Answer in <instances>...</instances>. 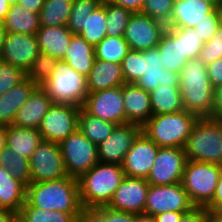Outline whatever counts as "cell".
<instances>
[{"instance_id":"63","label":"cell","mask_w":222,"mask_h":222,"mask_svg":"<svg viewBox=\"0 0 222 222\" xmlns=\"http://www.w3.org/2000/svg\"><path fill=\"white\" fill-rule=\"evenodd\" d=\"M209 1L215 8H218L222 4V0H207Z\"/></svg>"},{"instance_id":"35","label":"cell","mask_w":222,"mask_h":222,"mask_svg":"<svg viewBox=\"0 0 222 222\" xmlns=\"http://www.w3.org/2000/svg\"><path fill=\"white\" fill-rule=\"evenodd\" d=\"M129 51V45L123 36H106L94 47L95 59L120 64Z\"/></svg>"},{"instance_id":"59","label":"cell","mask_w":222,"mask_h":222,"mask_svg":"<svg viewBox=\"0 0 222 222\" xmlns=\"http://www.w3.org/2000/svg\"><path fill=\"white\" fill-rule=\"evenodd\" d=\"M9 222H27V219L23 216L21 212H14L11 215Z\"/></svg>"},{"instance_id":"26","label":"cell","mask_w":222,"mask_h":222,"mask_svg":"<svg viewBox=\"0 0 222 222\" xmlns=\"http://www.w3.org/2000/svg\"><path fill=\"white\" fill-rule=\"evenodd\" d=\"M38 87L32 80L25 78L7 93L0 96V124H13L17 111L25 104L32 92Z\"/></svg>"},{"instance_id":"48","label":"cell","mask_w":222,"mask_h":222,"mask_svg":"<svg viewBox=\"0 0 222 222\" xmlns=\"http://www.w3.org/2000/svg\"><path fill=\"white\" fill-rule=\"evenodd\" d=\"M206 69L212 87L222 85V58L207 64Z\"/></svg>"},{"instance_id":"42","label":"cell","mask_w":222,"mask_h":222,"mask_svg":"<svg viewBox=\"0 0 222 222\" xmlns=\"http://www.w3.org/2000/svg\"><path fill=\"white\" fill-rule=\"evenodd\" d=\"M26 78V72L17 66L0 60V96Z\"/></svg>"},{"instance_id":"21","label":"cell","mask_w":222,"mask_h":222,"mask_svg":"<svg viewBox=\"0 0 222 222\" xmlns=\"http://www.w3.org/2000/svg\"><path fill=\"white\" fill-rule=\"evenodd\" d=\"M124 100L125 123L143 124L153 115L150 94L134 83L122 86Z\"/></svg>"},{"instance_id":"22","label":"cell","mask_w":222,"mask_h":222,"mask_svg":"<svg viewBox=\"0 0 222 222\" xmlns=\"http://www.w3.org/2000/svg\"><path fill=\"white\" fill-rule=\"evenodd\" d=\"M52 104L53 102L46 92L38 86L25 104L17 111L12 125L22 128L38 129Z\"/></svg>"},{"instance_id":"32","label":"cell","mask_w":222,"mask_h":222,"mask_svg":"<svg viewBox=\"0 0 222 222\" xmlns=\"http://www.w3.org/2000/svg\"><path fill=\"white\" fill-rule=\"evenodd\" d=\"M116 125L110 121L92 116L82 107L79 110L78 130L96 146H99L112 134Z\"/></svg>"},{"instance_id":"51","label":"cell","mask_w":222,"mask_h":222,"mask_svg":"<svg viewBox=\"0 0 222 222\" xmlns=\"http://www.w3.org/2000/svg\"><path fill=\"white\" fill-rule=\"evenodd\" d=\"M106 222H136V215L106 206Z\"/></svg>"},{"instance_id":"11","label":"cell","mask_w":222,"mask_h":222,"mask_svg":"<svg viewBox=\"0 0 222 222\" xmlns=\"http://www.w3.org/2000/svg\"><path fill=\"white\" fill-rule=\"evenodd\" d=\"M194 207L181 182L169 185L150 184L144 214L155 216L166 211L186 213Z\"/></svg>"},{"instance_id":"58","label":"cell","mask_w":222,"mask_h":222,"mask_svg":"<svg viewBox=\"0 0 222 222\" xmlns=\"http://www.w3.org/2000/svg\"><path fill=\"white\" fill-rule=\"evenodd\" d=\"M13 213V210L0 208V222H9V219Z\"/></svg>"},{"instance_id":"9","label":"cell","mask_w":222,"mask_h":222,"mask_svg":"<svg viewBox=\"0 0 222 222\" xmlns=\"http://www.w3.org/2000/svg\"><path fill=\"white\" fill-rule=\"evenodd\" d=\"M31 182L68 177L59 143L43 141L29 158Z\"/></svg>"},{"instance_id":"57","label":"cell","mask_w":222,"mask_h":222,"mask_svg":"<svg viewBox=\"0 0 222 222\" xmlns=\"http://www.w3.org/2000/svg\"><path fill=\"white\" fill-rule=\"evenodd\" d=\"M6 131H7V126L0 124V153L6 147Z\"/></svg>"},{"instance_id":"64","label":"cell","mask_w":222,"mask_h":222,"mask_svg":"<svg viewBox=\"0 0 222 222\" xmlns=\"http://www.w3.org/2000/svg\"><path fill=\"white\" fill-rule=\"evenodd\" d=\"M217 9H218V12H219V19H220V22H221V25H222V4Z\"/></svg>"},{"instance_id":"13","label":"cell","mask_w":222,"mask_h":222,"mask_svg":"<svg viewBox=\"0 0 222 222\" xmlns=\"http://www.w3.org/2000/svg\"><path fill=\"white\" fill-rule=\"evenodd\" d=\"M187 162L184 148L159 147L147 182L151 185H169L182 182Z\"/></svg>"},{"instance_id":"39","label":"cell","mask_w":222,"mask_h":222,"mask_svg":"<svg viewBox=\"0 0 222 222\" xmlns=\"http://www.w3.org/2000/svg\"><path fill=\"white\" fill-rule=\"evenodd\" d=\"M103 0H73L71 14L67 27L73 34H80L84 27V21Z\"/></svg>"},{"instance_id":"62","label":"cell","mask_w":222,"mask_h":222,"mask_svg":"<svg viewBox=\"0 0 222 222\" xmlns=\"http://www.w3.org/2000/svg\"><path fill=\"white\" fill-rule=\"evenodd\" d=\"M206 222H222V218L218 214L208 213Z\"/></svg>"},{"instance_id":"29","label":"cell","mask_w":222,"mask_h":222,"mask_svg":"<svg viewBox=\"0 0 222 222\" xmlns=\"http://www.w3.org/2000/svg\"><path fill=\"white\" fill-rule=\"evenodd\" d=\"M27 187L14 179L9 170L0 166V208L20 212L26 202Z\"/></svg>"},{"instance_id":"30","label":"cell","mask_w":222,"mask_h":222,"mask_svg":"<svg viewBox=\"0 0 222 222\" xmlns=\"http://www.w3.org/2000/svg\"><path fill=\"white\" fill-rule=\"evenodd\" d=\"M7 32L35 35L41 27L39 13H35L20 4L11 5L3 21Z\"/></svg>"},{"instance_id":"50","label":"cell","mask_w":222,"mask_h":222,"mask_svg":"<svg viewBox=\"0 0 222 222\" xmlns=\"http://www.w3.org/2000/svg\"><path fill=\"white\" fill-rule=\"evenodd\" d=\"M209 213L218 214L222 211V171L212 201L205 207Z\"/></svg>"},{"instance_id":"7","label":"cell","mask_w":222,"mask_h":222,"mask_svg":"<svg viewBox=\"0 0 222 222\" xmlns=\"http://www.w3.org/2000/svg\"><path fill=\"white\" fill-rule=\"evenodd\" d=\"M222 165L187 160L182 186L195 207H206L213 199Z\"/></svg>"},{"instance_id":"3","label":"cell","mask_w":222,"mask_h":222,"mask_svg":"<svg viewBox=\"0 0 222 222\" xmlns=\"http://www.w3.org/2000/svg\"><path fill=\"white\" fill-rule=\"evenodd\" d=\"M124 176L120 164L98 162L77 179L82 207L107 206Z\"/></svg>"},{"instance_id":"24","label":"cell","mask_w":222,"mask_h":222,"mask_svg":"<svg viewBox=\"0 0 222 222\" xmlns=\"http://www.w3.org/2000/svg\"><path fill=\"white\" fill-rule=\"evenodd\" d=\"M125 84L120 63L95 59L87 76L88 92L111 89Z\"/></svg>"},{"instance_id":"4","label":"cell","mask_w":222,"mask_h":222,"mask_svg":"<svg viewBox=\"0 0 222 222\" xmlns=\"http://www.w3.org/2000/svg\"><path fill=\"white\" fill-rule=\"evenodd\" d=\"M198 118L186 110L152 115L141 127L142 133L159 147L184 148Z\"/></svg>"},{"instance_id":"41","label":"cell","mask_w":222,"mask_h":222,"mask_svg":"<svg viewBox=\"0 0 222 222\" xmlns=\"http://www.w3.org/2000/svg\"><path fill=\"white\" fill-rule=\"evenodd\" d=\"M121 66L125 83H135L143 76V51L130 50Z\"/></svg>"},{"instance_id":"15","label":"cell","mask_w":222,"mask_h":222,"mask_svg":"<svg viewBox=\"0 0 222 222\" xmlns=\"http://www.w3.org/2000/svg\"><path fill=\"white\" fill-rule=\"evenodd\" d=\"M149 185L145 178L125 175L107 207L135 215L144 214Z\"/></svg>"},{"instance_id":"34","label":"cell","mask_w":222,"mask_h":222,"mask_svg":"<svg viewBox=\"0 0 222 222\" xmlns=\"http://www.w3.org/2000/svg\"><path fill=\"white\" fill-rule=\"evenodd\" d=\"M106 0L86 18L84 27L79 34L87 43L94 47L107 36L106 33Z\"/></svg>"},{"instance_id":"1","label":"cell","mask_w":222,"mask_h":222,"mask_svg":"<svg viewBox=\"0 0 222 222\" xmlns=\"http://www.w3.org/2000/svg\"><path fill=\"white\" fill-rule=\"evenodd\" d=\"M179 90L184 110L198 117L211 115L214 88L202 60L190 59L184 65L179 73Z\"/></svg>"},{"instance_id":"49","label":"cell","mask_w":222,"mask_h":222,"mask_svg":"<svg viewBox=\"0 0 222 222\" xmlns=\"http://www.w3.org/2000/svg\"><path fill=\"white\" fill-rule=\"evenodd\" d=\"M208 213L205 207H194L184 213L179 222H206Z\"/></svg>"},{"instance_id":"43","label":"cell","mask_w":222,"mask_h":222,"mask_svg":"<svg viewBox=\"0 0 222 222\" xmlns=\"http://www.w3.org/2000/svg\"><path fill=\"white\" fill-rule=\"evenodd\" d=\"M174 0H144L140 13L167 24L170 21Z\"/></svg>"},{"instance_id":"16","label":"cell","mask_w":222,"mask_h":222,"mask_svg":"<svg viewBox=\"0 0 222 222\" xmlns=\"http://www.w3.org/2000/svg\"><path fill=\"white\" fill-rule=\"evenodd\" d=\"M39 53L36 35L7 32L0 60L27 73Z\"/></svg>"},{"instance_id":"66","label":"cell","mask_w":222,"mask_h":222,"mask_svg":"<svg viewBox=\"0 0 222 222\" xmlns=\"http://www.w3.org/2000/svg\"><path fill=\"white\" fill-rule=\"evenodd\" d=\"M218 215L222 218V211H220V212L218 213Z\"/></svg>"},{"instance_id":"45","label":"cell","mask_w":222,"mask_h":222,"mask_svg":"<svg viewBox=\"0 0 222 222\" xmlns=\"http://www.w3.org/2000/svg\"><path fill=\"white\" fill-rule=\"evenodd\" d=\"M204 44L194 28H182L183 54L186 55L189 60L199 58L200 51Z\"/></svg>"},{"instance_id":"14","label":"cell","mask_w":222,"mask_h":222,"mask_svg":"<svg viewBox=\"0 0 222 222\" xmlns=\"http://www.w3.org/2000/svg\"><path fill=\"white\" fill-rule=\"evenodd\" d=\"M82 108L101 120L125 124L122 86L88 93Z\"/></svg>"},{"instance_id":"19","label":"cell","mask_w":222,"mask_h":222,"mask_svg":"<svg viewBox=\"0 0 222 222\" xmlns=\"http://www.w3.org/2000/svg\"><path fill=\"white\" fill-rule=\"evenodd\" d=\"M158 48L143 51V76L134 84L147 92L158 86H179V74L163 68Z\"/></svg>"},{"instance_id":"18","label":"cell","mask_w":222,"mask_h":222,"mask_svg":"<svg viewBox=\"0 0 222 222\" xmlns=\"http://www.w3.org/2000/svg\"><path fill=\"white\" fill-rule=\"evenodd\" d=\"M158 150L159 146L141 132L121 164L125 175L146 179L153 167Z\"/></svg>"},{"instance_id":"10","label":"cell","mask_w":222,"mask_h":222,"mask_svg":"<svg viewBox=\"0 0 222 222\" xmlns=\"http://www.w3.org/2000/svg\"><path fill=\"white\" fill-rule=\"evenodd\" d=\"M80 107L55 104L49 108L38 128L43 141L61 143L78 129Z\"/></svg>"},{"instance_id":"28","label":"cell","mask_w":222,"mask_h":222,"mask_svg":"<svg viewBox=\"0 0 222 222\" xmlns=\"http://www.w3.org/2000/svg\"><path fill=\"white\" fill-rule=\"evenodd\" d=\"M41 142L43 138L38 129L7 126L6 146L28 160Z\"/></svg>"},{"instance_id":"23","label":"cell","mask_w":222,"mask_h":222,"mask_svg":"<svg viewBox=\"0 0 222 222\" xmlns=\"http://www.w3.org/2000/svg\"><path fill=\"white\" fill-rule=\"evenodd\" d=\"M157 48L161 55V64L167 70L179 74L189 60L183 54L182 28L180 27H167Z\"/></svg>"},{"instance_id":"40","label":"cell","mask_w":222,"mask_h":222,"mask_svg":"<svg viewBox=\"0 0 222 222\" xmlns=\"http://www.w3.org/2000/svg\"><path fill=\"white\" fill-rule=\"evenodd\" d=\"M57 62L58 60L54 57L40 52L34 59L30 69L27 71L26 77L40 86L52 74Z\"/></svg>"},{"instance_id":"37","label":"cell","mask_w":222,"mask_h":222,"mask_svg":"<svg viewBox=\"0 0 222 222\" xmlns=\"http://www.w3.org/2000/svg\"><path fill=\"white\" fill-rule=\"evenodd\" d=\"M20 212L27 222H77L80 213H66L62 211H48L33 207L27 200Z\"/></svg>"},{"instance_id":"47","label":"cell","mask_w":222,"mask_h":222,"mask_svg":"<svg viewBox=\"0 0 222 222\" xmlns=\"http://www.w3.org/2000/svg\"><path fill=\"white\" fill-rule=\"evenodd\" d=\"M77 222H106V206L82 207Z\"/></svg>"},{"instance_id":"52","label":"cell","mask_w":222,"mask_h":222,"mask_svg":"<svg viewBox=\"0 0 222 222\" xmlns=\"http://www.w3.org/2000/svg\"><path fill=\"white\" fill-rule=\"evenodd\" d=\"M209 117L215 119L222 117V85L214 88L212 112Z\"/></svg>"},{"instance_id":"56","label":"cell","mask_w":222,"mask_h":222,"mask_svg":"<svg viewBox=\"0 0 222 222\" xmlns=\"http://www.w3.org/2000/svg\"><path fill=\"white\" fill-rule=\"evenodd\" d=\"M10 6L8 0H0V22L5 20Z\"/></svg>"},{"instance_id":"44","label":"cell","mask_w":222,"mask_h":222,"mask_svg":"<svg viewBox=\"0 0 222 222\" xmlns=\"http://www.w3.org/2000/svg\"><path fill=\"white\" fill-rule=\"evenodd\" d=\"M220 58H222V25H220L213 37L205 42L199 55V59L205 65Z\"/></svg>"},{"instance_id":"46","label":"cell","mask_w":222,"mask_h":222,"mask_svg":"<svg viewBox=\"0 0 222 222\" xmlns=\"http://www.w3.org/2000/svg\"><path fill=\"white\" fill-rule=\"evenodd\" d=\"M221 25L219 19V12L217 8H214L210 12V19H204L200 23H198L194 29L198 36L203 40V42H207L209 39L213 37L215 32L219 29Z\"/></svg>"},{"instance_id":"27","label":"cell","mask_w":222,"mask_h":222,"mask_svg":"<svg viewBox=\"0 0 222 222\" xmlns=\"http://www.w3.org/2000/svg\"><path fill=\"white\" fill-rule=\"evenodd\" d=\"M61 61L87 77L95 61L94 46L87 43L79 34H73Z\"/></svg>"},{"instance_id":"67","label":"cell","mask_w":222,"mask_h":222,"mask_svg":"<svg viewBox=\"0 0 222 222\" xmlns=\"http://www.w3.org/2000/svg\"><path fill=\"white\" fill-rule=\"evenodd\" d=\"M219 119V121L221 122V124H222V117H220V118H218Z\"/></svg>"},{"instance_id":"65","label":"cell","mask_w":222,"mask_h":222,"mask_svg":"<svg viewBox=\"0 0 222 222\" xmlns=\"http://www.w3.org/2000/svg\"><path fill=\"white\" fill-rule=\"evenodd\" d=\"M10 5H14L17 4L19 2V0H8Z\"/></svg>"},{"instance_id":"54","label":"cell","mask_w":222,"mask_h":222,"mask_svg":"<svg viewBox=\"0 0 222 222\" xmlns=\"http://www.w3.org/2000/svg\"><path fill=\"white\" fill-rule=\"evenodd\" d=\"M183 212L166 211L161 214L155 215V222H179Z\"/></svg>"},{"instance_id":"25","label":"cell","mask_w":222,"mask_h":222,"mask_svg":"<svg viewBox=\"0 0 222 222\" xmlns=\"http://www.w3.org/2000/svg\"><path fill=\"white\" fill-rule=\"evenodd\" d=\"M35 35L40 52L60 61L65 56L73 33L67 26H41Z\"/></svg>"},{"instance_id":"5","label":"cell","mask_w":222,"mask_h":222,"mask_svg":"<svg viewBox=\"0 0 222 222\" xmlns=\"http://www.w3.org/2000/svg\"><path fill=\"white\" fill-rule=\"evenodd\" d=\"M187 160L222 165V124L219 119L199 117L184 146Z\"/></svg>"},{"instance_id":"60","label":"cell","mask_w":222,"mask_h":222,"mask_svg":"<svg viewBox=\"0 0 222 222\" xmlns=\"http://www.w3.org/2000/svg\"><path fill=\"white\" fill-rule=\"evenodd\" d=\"M6 35H7V30L5 29L3 22H0V53L3 49Z\"/></svg>"},{"instance_id":"55","label":"cell","mask_w":222,"mask_h":222,"mask_svg":"<svg viewBox=\"0 0 222 222\" xmlns=\"http://www.w3.org/2000/svg\"><path fill=\"white\" fill-rule=\"evenodd\" d=\"M44 1L45 0H19L18 4L22 5L23 8L39 13L44 6Z\"/></svg>"},{"instance_id":"20","label":"cell","mask_w":222,"mask_h":222,"mask_svg":"<svg viewBox=\"0 0 222 222\" xmlns=\"http://www.w3.org/2000/svg\"><path fill=\"white\" fill-rule=\"evenodd\" d=\"M215 7L207 0H174L167 27L194 28L204 19H210Z\"/></svg>"},{"instance_id":"61","label":"cell","mask_w":222,"mask_h":222,"mask_svg":"<svg viewBox=\"0 0 222 222\" xmlns=\"http://www.w3.org/2000/svg\"><path fill=\"white\" fill-rule=\"evenodd\" d=\"M136 222H155L154 216L147 214L136 215Z\"/></svg>"},{"instance_id":"12","label":"cell","mask_w":222,"mask_h":222,"mask_svg":"<svg viewBox=\"0 0 222 222\" xmlns=\"http://www.w3.org/2000/svg\"><path fill=\"white\" fill-rule=\"evenodd\" d=\"M166 28L162 21L135 12L129 19L123 37L130 50L145 51L158 46Z\"/></svg>"},{"instance_id":"8","label":"cell","mask_w":222,"mask_h":222,"mask_svg":"<svg viewBox=\"0 0 222 222\" xmlns=\"http://www.w3.org/2000/svg\"><path fill=\"white\" fill-rule=\"evenodd\" d=\"M60 147L69 177L78 179L99 162L98 146L78 129L63 140Z\"/></svg>"},{"instance_id":"6","label":"cell","mask_w":222,"mask_h":222,"mask_svg":"<svg viewBox=\"0 0 222 222\" xmlns=\"http://www.w3.org/2000/svg\"><path fill=\"white\" fill-rule=\"evenodd\" d=\"M55 104L82 107L88 95L87 77L63 61L56 63L49 78L40 85Z\"/></svg>"},{"instance_id":"38","label":"cell","mask_w":222,"mask_h":222,"mask_svg":"<svg viewBox=\"0 0 222 222\" xmlns=\"http://www.w3.org/2000/svg\"><path fill=\"white\" fill-rule=\"evenodd\" d=\"M132 14V11L106 0L107 36H123Z\"/></svg>"},{"instance_id":"2","label":"cell","mask_w":222,"mask_h":222,"mask_svg":"<svg viewBox=\"0 0 222 222\" xmlns=\"http://www.w3.org/2000/svg\"><path fill=\"white\" fill-rule=\"evenodd\" d=\"M26 200L36 208L48 211L80 213L78 180L64 177L57 180L30 183L27 186Z\"/></svg>"},{"instance_id":"53","label":"cell","mask_w":222,"mask_h":222,"mask_svg":"<svg viewBox=\"0 0 222 222\" xmlns=\"http://www.w3.org/2000/svg\"><path fill=\"white\" fill-rule=\"evenodd\" d=\"M107 1H109L112 4L124 7L132 11L133 13L140 12L144 4V0H107Z\"/></svg>"},{"instance_id":"36","label":"cell","mask_w":222,"mask_h":222,"mask_svg":"<svg viewBox=\"0 0 222 222\" xmlns=\"http://www.w3.org/2000/svg\"><path fill=\"white\" fill-rule=\"evenodd\" d=\"M0 166L9 170L10 175L22 182L26 187L31 182L29 160L13 152L11 148L5 147L0 153Z\"/></svg>"},{"instance_id":"17","label":"cell","mask_w":222,"mask_h":222,"mask_svg":"<svg viewBox=\"0 0 222 222\" xmlns=\"http://www.w3.org/2000/svg\"><path fill=\"white\" fill-rule=\"evenodd\" d=\"M141 132V126L134 123L116 125L112 134L98 146L99 162L121 165Z\"/></svg>"},{"instance_id":"31","label":"cell","mask_w":222,"mask_h":222,"mask_svg":"<svg viewBox=\"0 0 222 222\" xmlns=\"http://www.w3.org/2000/svg\"><path fill=\"white\" fill-rule=\"evenodd\" d=\"M153 115L184 110L179 86H158L149 92Z\"/></svg>"},{"instance_id":"33","label":"cell","mask_w":222,"mask_h":222,"mask_svg":"<svg viewBox=\"0 0 222 222\" xmlns=\"http://www.w3.org/2000/svg\"><path fill=\"white\" fill-rule=\"evenodd\" d=\"M73 0H45L39 12L41 26H67Z\"/></svg>"}]
</instances>
